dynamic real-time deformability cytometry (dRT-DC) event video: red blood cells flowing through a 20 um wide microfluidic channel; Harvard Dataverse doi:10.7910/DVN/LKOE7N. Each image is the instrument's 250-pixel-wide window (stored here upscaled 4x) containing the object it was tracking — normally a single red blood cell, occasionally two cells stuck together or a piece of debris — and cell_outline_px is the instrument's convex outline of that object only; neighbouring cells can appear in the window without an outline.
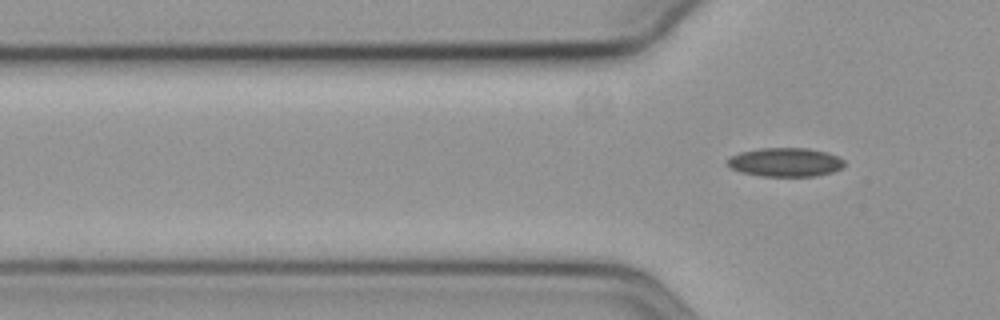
{"species": "common noctule bat (a hibernating species)", "species_latin": "Nyctalus noctula", "temperature_condition": "cold", "stored_images_in_passage": 12, "camera_frame_rate_fps": 3000, "um_per_image_px": 0.085, "animal": {"sex": "female", "body_mass_g": 19.3, "forearm_length_mm": 54.1}, "frame": {"image": 1, "passage_image": 12, "time_ms": 3.667, "image_size_px": [1000, 320], "cell_outline_px": [[844, 168], [832, 172], [816, 176], [760, 176], [740, 172], [728, 168], [728, 160], [732, 156], [740, 152], [760, 148], [808, 148], [828, 152], [844, 160]], "centroid_in_image_um": [66.76, 13.79], "position_along_channel_um": 59.0, "area_um2": 19.77}}